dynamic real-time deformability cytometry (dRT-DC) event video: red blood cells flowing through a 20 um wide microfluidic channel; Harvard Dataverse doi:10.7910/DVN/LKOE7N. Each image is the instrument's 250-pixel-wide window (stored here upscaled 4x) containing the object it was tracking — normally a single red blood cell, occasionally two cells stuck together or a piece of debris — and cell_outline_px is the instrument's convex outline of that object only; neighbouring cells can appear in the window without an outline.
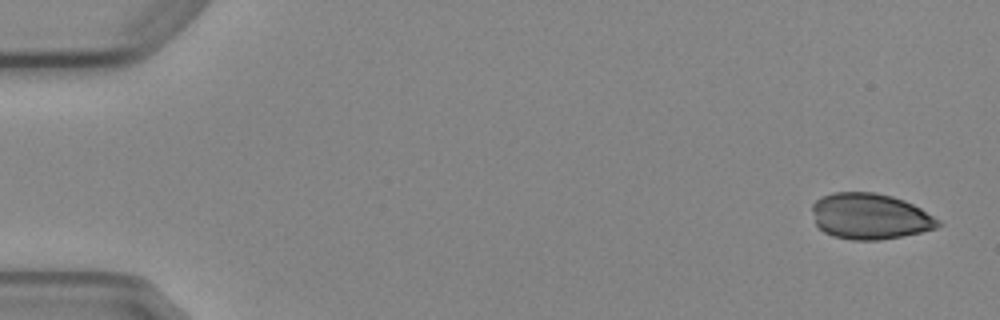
{"species": "Egyptian fruit bat (a non-hibernating species)", "species_latin": "Rousettus aegyptiacus", "temperature_condition": "cold", "stored_images_in_passage": 8, "camera_frame_rate_fps": 3000, "um_per_image_px": 0.085, "animal": {"sex": "female"}, "frame": {"image": 1, "passage_image": 1, "time_ms": 0.0, "image_size_px": [1000, 320], "cell_outline_px": [[940, 224], [936, 228], [920, 232], [900, 236], [876, 240], [852, 240], [832, 236], [824, 232], [816, 224], [812, 212], [812, 204], [820, 196], [832, 192], [876, 192], [892, 196], [904, 200], [920, 208], [932, 216]], "centroid_in_image_um": [73.88, 18.37], "position_along_channel_um": 11.1, "area_um2": 33.52}}
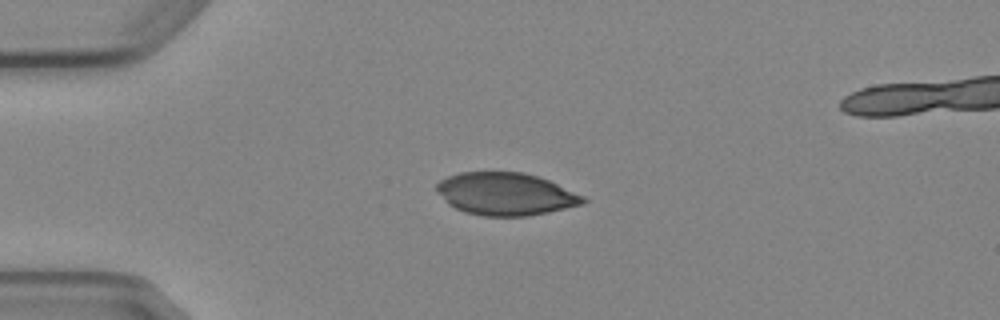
{"frame": {"image": 2, "passage_image": 4, "time_ms": 3.667, "image_size_px": [1000, 320], "cell_outline_px": [[588, 200], [584, 204], [548, 212], [528, 216], [484, 216], [464, 212], [448, 204], [436, 192], [436, 184], [440, 180], [448, 176], [460, 172], [524, 172], [548, 180], [584, 196]], "centroid_in_image_um": [42.96, 16.49], "position_along_channel_um": 42.0, "area_um2": 36.36}}
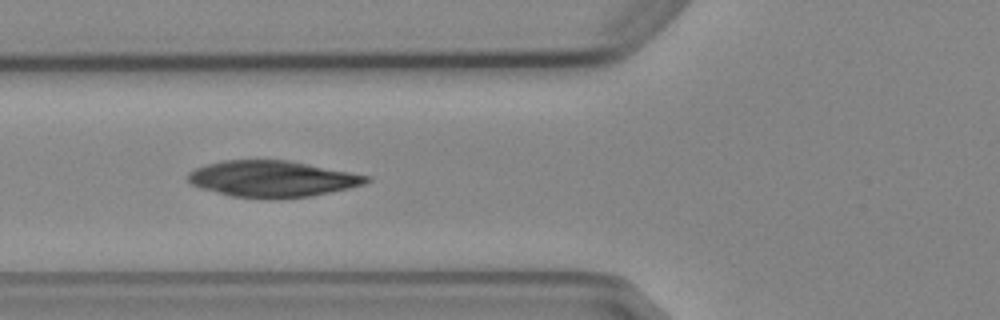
{"frame": {"image": 3, "passage_image": 6, "time_ms": 6.0, "image_size_px": [1000, 320], "cell_outline_px": [[372, 180], [364, 184], [348, 188], [312, 196], [232, 196], [200, 188], [192, 184], [188, 180], [188, 172], [196, 168], [208, 164], [224, 160], [288, 160], [372, 176]], "centroid_in_image_um": [23.17, 15.16], "position_along_channel_um": 102.6, "area_um2": 36.76}}